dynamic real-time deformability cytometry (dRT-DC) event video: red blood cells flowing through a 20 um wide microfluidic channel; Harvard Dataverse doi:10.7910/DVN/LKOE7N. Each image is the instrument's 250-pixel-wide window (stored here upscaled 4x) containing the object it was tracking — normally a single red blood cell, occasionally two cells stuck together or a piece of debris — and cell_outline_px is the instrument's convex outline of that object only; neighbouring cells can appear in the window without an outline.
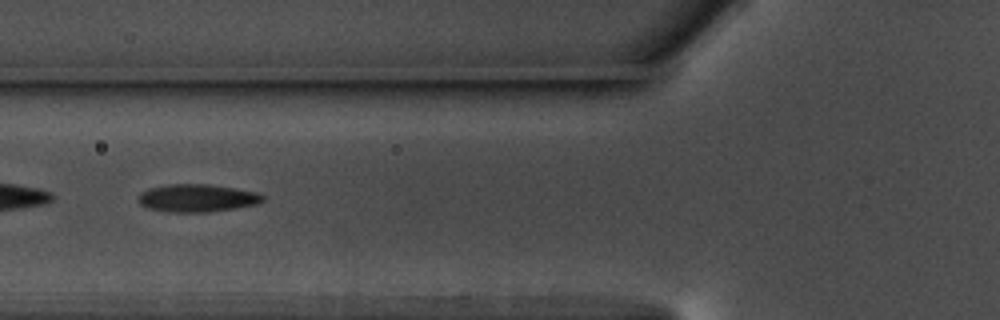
{"species": "common noctule bat (a hibernating species)", "species_latin": "Nyctalus noctula", "temperature_condition": "warm", "stored_images_in_passage": 43, "camera_frame_rate_fps": 3000, "um_per_image_px": 0.085, "animal": {"sex": "male", "body_mass_g": 17.5, "forearm_length_mm": 52.3}, "frame": {"image": 1, "passage_image": 8, "time_ms": 2.333, "image_size_px": [1000, 320], "cell_outline_px": [[264, 200], [256, 204], [208, 212], [168, 212], [148, 208], [140, 204], [140, 196], [148, 188], [168, 184], [208, 184], [256, 192], [264, 196]], "centroid_in_image_um": [16.75, 16.83], "position_along_channel_um": 109.1, "area_um2": 19.77}}
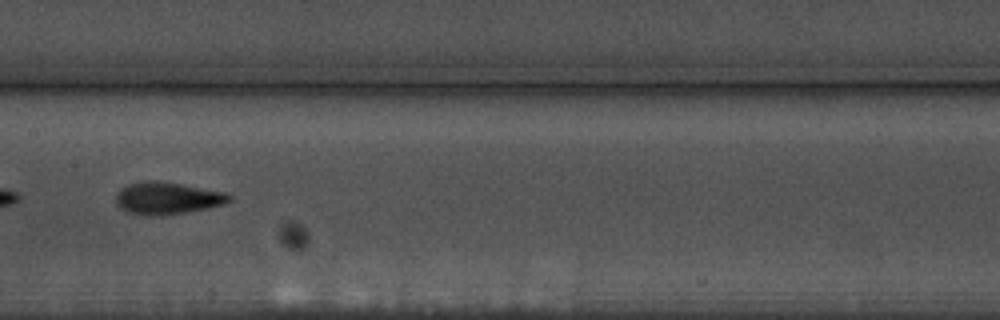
{"frame": {"image": 2, "passage_image": 15, "time_ms": 4.667, "image_size_px": [1000, 320], "cell_outline_px": [[232, 200], [224, 204], [208, 208], [184, 212], [152, 216], [148, 216], [128, 212], [120, 208], [116, 200], [116, 192], [128, 184], [148, 180], [156, 180], [180, 184], [224, 192], [232, 196]], "centroid_in_image_um": [14.21, 16.84], "position_along_channel_um": 193.2, "area_um2": 21.04}}
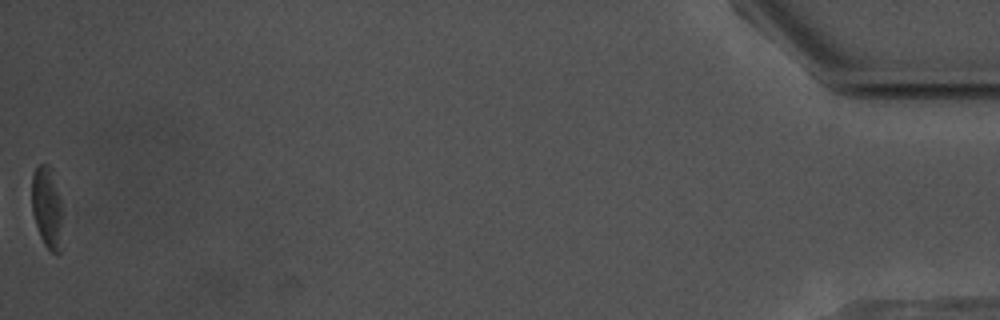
{"frame": {"image": 3, "passage_image": 43, "time_ms": 14.0, "image_size_px": [1000, 320], "cell_outline_px": [[60, 252], [52, 252], [44, 244], [40, 236], [32, 212], [32, 172], [40, 164], [48, 164], [52, 168], [60, 200]], "centroid_in_image_um": [3.96, 17.55], "position_along_channel_um": 431.2, "area_um2": 14.16}, "authors_computed_cell_mechanics": {"area_um2": 19.4208, "velocity_mm_per_s": 3.6138, "shape_relaxation_time_tau1_ms": 5.2565, "shape_relaxation_time_tau2_ms": 3.4328, "deformation_change_tau1": 0.1691, "deformation_change_tau2": 0.1083}}